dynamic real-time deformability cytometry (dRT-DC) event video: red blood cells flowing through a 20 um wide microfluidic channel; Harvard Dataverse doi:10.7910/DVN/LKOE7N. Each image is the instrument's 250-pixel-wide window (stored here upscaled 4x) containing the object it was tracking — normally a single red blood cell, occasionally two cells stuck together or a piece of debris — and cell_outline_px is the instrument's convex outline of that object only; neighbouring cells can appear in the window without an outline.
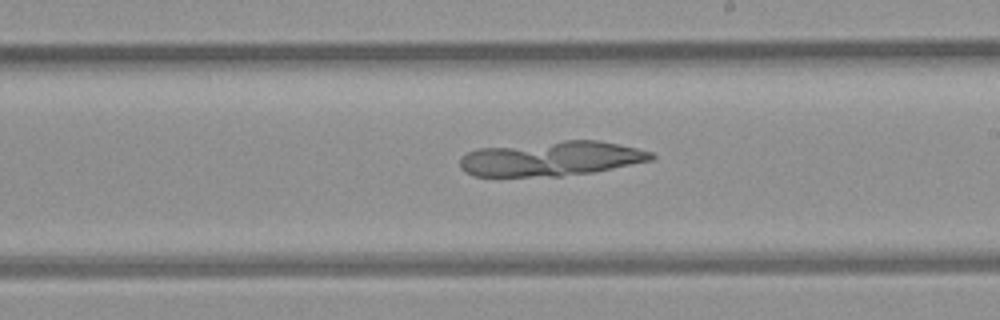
{"species": "common noctule bat (a hibernating species)", "species_latin": "Nyctalus noctula", "temperature_condition": "room temperature", "stored_images_in_passage": 52, "camera_frame_rate_fps": 3000, "um_per_image_px": 0.085, "animal": {"sex": "female", "body_mass_g": 21.9}, "frame": {"image": 1, "passage_image": 30, "time_ms": 9.667, "image_size_px": [1000, 320], "cell_outline_px": [[656, 156], [652, 160], [592, 172], [560, 176], [472, 176], [464, 172], [460, 168], [460, 156], [476, 148], [564, 140], [600, 140], [636, 148], [652, 152]], "centroid_in_image_um": [46.81, 13.47], "position_along_channel_um": 242.2, "area_um2": 38.84}}